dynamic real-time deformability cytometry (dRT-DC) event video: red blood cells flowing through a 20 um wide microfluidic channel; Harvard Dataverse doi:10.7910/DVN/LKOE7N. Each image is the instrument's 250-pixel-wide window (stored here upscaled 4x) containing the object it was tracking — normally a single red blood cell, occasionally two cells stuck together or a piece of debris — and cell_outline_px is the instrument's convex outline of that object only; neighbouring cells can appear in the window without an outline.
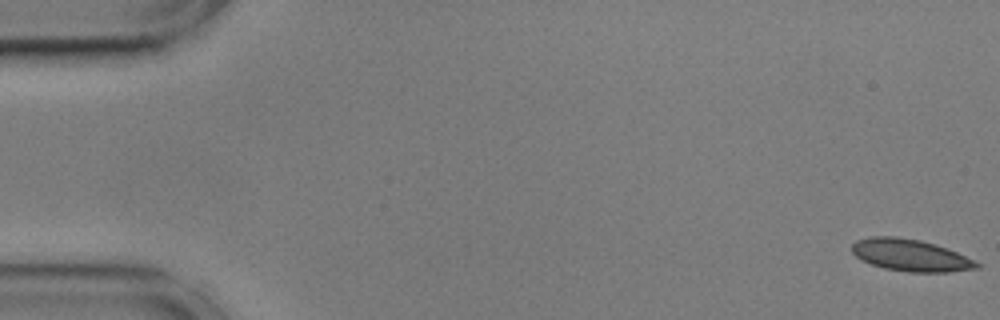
{"species": "common noctule bat (a hibernating species)", "species_latin": "Nyctalus noctula", "temperature_condition": "cold", "stored_images_in_passage": 57, "segment_of_instrument_passage": [1, 2], "camera_frame_rate_fps": 3000, "um_per_image_px": 0.085, "animal": {"sex": "male", "body_mass_g": 17.9, "forearm_length_mm": 54.2}, "frame": {"image": 1, "passage_image": 1, "time_ms": 0.0, "image_size_px": [1000, 320], "cell_outline_px": [[980, 268], [948, 272], [908, 272], [884, 268], [860, 260], [852, 252], [852, 244], [856, 240], [872, 236], [896, 236], [920, 240], [936, 244], [976, 260], [980, 264]], "centroid_in_image_um": [77.39, 21.69], "position_along_channel_um": 7.6, "area_um2": 23.35}}
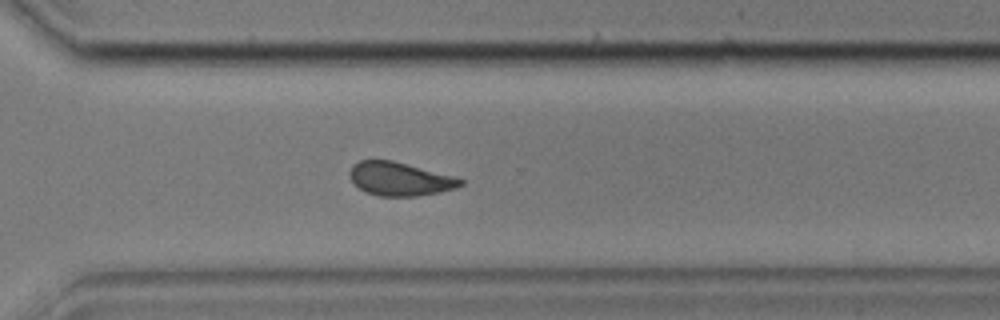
{"frame": {"image": 2, "passage_image": 40, "time_ms": 13.0, "image_size_px": [1000, 320], "cell_outline_px": [[464, 184], [456, 188], [440, 192], [416, 196], [380, 196], [364, 192], [348, 176], [348, 172], [352, 164], [360, 160], [392, 160], [452, 176], [464, 180]], "centroid_in_image_um": [33.95, 15.21], "position_along_channel_um": 336.7, "area_um2": 21.56}}
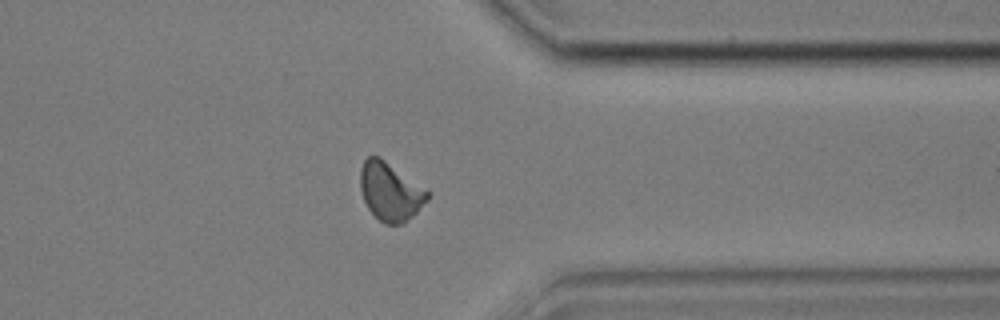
{"frame": {"image": 3, "passage_image": 44, "time_ms": 14.333, "image_size_px": [1000, 320], "cell_outline_px": [[432, 192], [428, 200], [404, 224], [384, 224], [368, 208], [364, 200], [360, 188], [360, 168], [364, 160], [368, 156], [380, 156]], "centroid_in_image_um": [33.2, 16.26], "position_along_channel_um": 378.2, "area_um2": 23.06}}